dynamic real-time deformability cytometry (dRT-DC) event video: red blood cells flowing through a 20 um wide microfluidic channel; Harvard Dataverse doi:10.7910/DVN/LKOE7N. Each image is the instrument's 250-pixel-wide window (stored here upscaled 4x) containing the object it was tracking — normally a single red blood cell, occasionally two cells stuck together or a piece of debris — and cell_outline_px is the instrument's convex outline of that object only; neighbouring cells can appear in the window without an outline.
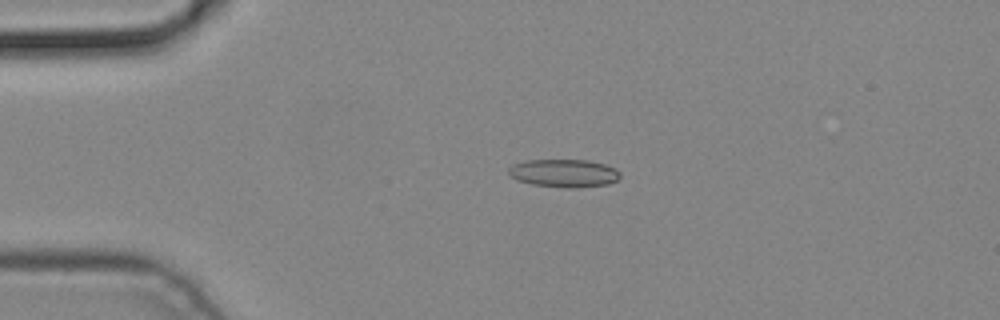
{"species": "common noctule bat (a hibernating species)", "species_latin": "Nyctalus noctula", "temperature_condition": "cold", "stored_images_in_passage": 4, "camera_frame_rate_fps": 3000, "um_per_image_px": 0.085, "animal": {"sex": "male", "body_mass_g": 19.2, "forearm_length_mm": 51.8}, "frame": {"image": 1, "passage_image": 3, "time_ms": 0.667, "image_size_px": [1000, 320], "cell_outline_px": [[620, 176], [616, 180], [608, 184], [576, 188], [568, 188], [532, 184], [516, 180], [508, 176], [508, 168], [512, 164], [524, 160], [588, 160], [604, 164], [616, 168], [620, 172]], "centroid_in_image_um": [47.9, 14.71], "position_along_channel_um": 37.1, "area_um2": 18.38}}